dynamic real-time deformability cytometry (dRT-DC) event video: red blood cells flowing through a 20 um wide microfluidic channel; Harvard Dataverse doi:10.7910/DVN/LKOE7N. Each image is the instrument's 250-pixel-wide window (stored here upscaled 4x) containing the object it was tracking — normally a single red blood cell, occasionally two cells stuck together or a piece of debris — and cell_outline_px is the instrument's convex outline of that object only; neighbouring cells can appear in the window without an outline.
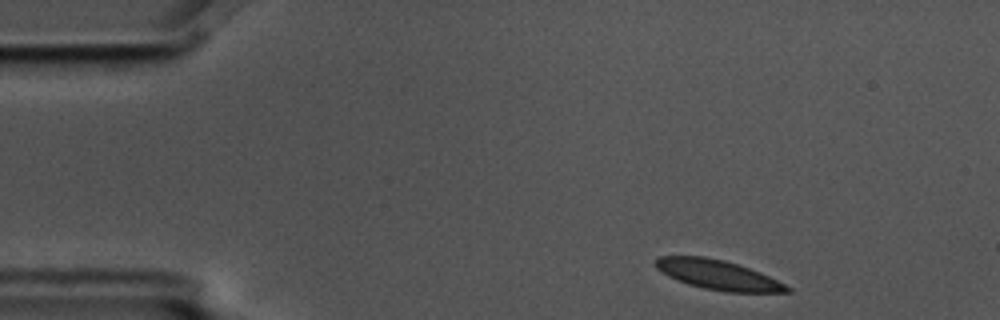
{"species": "common noctule bat (a hibernating species)", "species_latin": "Nyctalus noctula", "temperature_condition": "cold", "stored_images_in_passage": 3, "camera_frame_rate_fps": 3000, "um_per_image_px": 0.085, "animal": {"sex": "male", "body_mass_g": 17.5, "forearm_length_mm": 52.3}, "frame": {"image": 1, "passage_image": 1, "time_ms": 0.0, "image_size_px": [1000, 320], "cell_outline_px": [[792, 292], [728, 292], [704, 288], [688, 284], [676, 280], [668, 276], [656, 268], [656, 260], [660, 256], [704, 256], [724, 260], [760, 272], [792, 288]], "centroid_in_image_um": [61.02, 23.36], "position_along_channel_um": 24.0, "area_um2": 22.43}}